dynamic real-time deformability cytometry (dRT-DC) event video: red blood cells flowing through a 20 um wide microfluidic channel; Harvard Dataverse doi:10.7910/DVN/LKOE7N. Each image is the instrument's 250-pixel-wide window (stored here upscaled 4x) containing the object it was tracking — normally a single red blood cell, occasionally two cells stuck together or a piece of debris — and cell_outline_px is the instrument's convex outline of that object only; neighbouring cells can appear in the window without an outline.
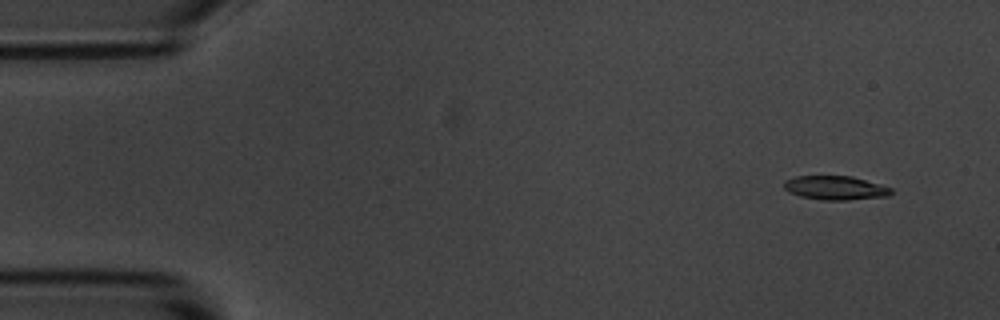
{"species": "common noctule bat (a hibernating species)", "species_latin": "Nyctalus noctula", "temperature_condition": "room temperature", "stored_images_in_passage": 4, "camera_frame_rate_fps": 3000, "um_per_image_px": 0.085, "animal": {"sex": "male", "body_mass_g": 20.1, "forearm_length_mm": 53.5}, "frame": {"image": 1, "passage_image": 1, "time_ms": 0.0, "image_size_px": [1000, 320], "cell_outline_px": [[892, 192], [888, 196], [848, 200], [820, 200], [800, 196], [788, 192], [784, 188], [784, 180], [796, 176], [852, 176], [880, 184], [892, 188]], "centroid_in_image_um": [70.99, 15.97], "position_along_channel_um": 14.0, "area_um2": 15.03}}
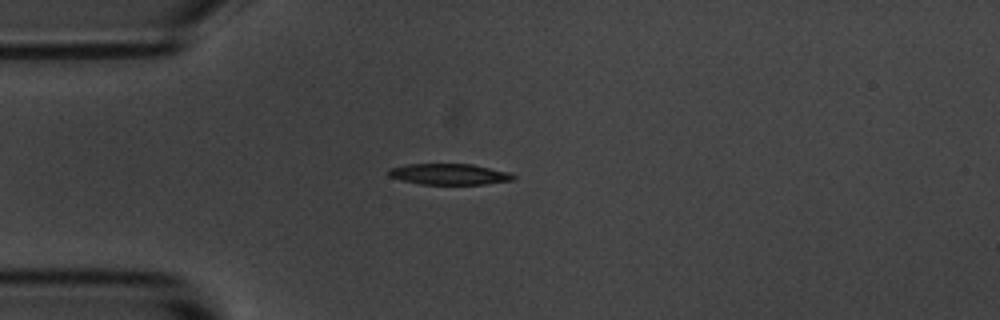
{"frame": {"image": 2, "passage_image": 4, "time_ms": 3.333, "image_size_px": [1000, 320], "cell_outline_px": [[516, 176], [512, 180], [484, 184], [420, 184], [400, 180], [388, 176], [388, 168], [404, 164], [472, 164], [508, 172]], "centroid_in_image_um": [38.12, 14.8], "position_along_channel_um": 46.9, "area_um2": 15.26}}